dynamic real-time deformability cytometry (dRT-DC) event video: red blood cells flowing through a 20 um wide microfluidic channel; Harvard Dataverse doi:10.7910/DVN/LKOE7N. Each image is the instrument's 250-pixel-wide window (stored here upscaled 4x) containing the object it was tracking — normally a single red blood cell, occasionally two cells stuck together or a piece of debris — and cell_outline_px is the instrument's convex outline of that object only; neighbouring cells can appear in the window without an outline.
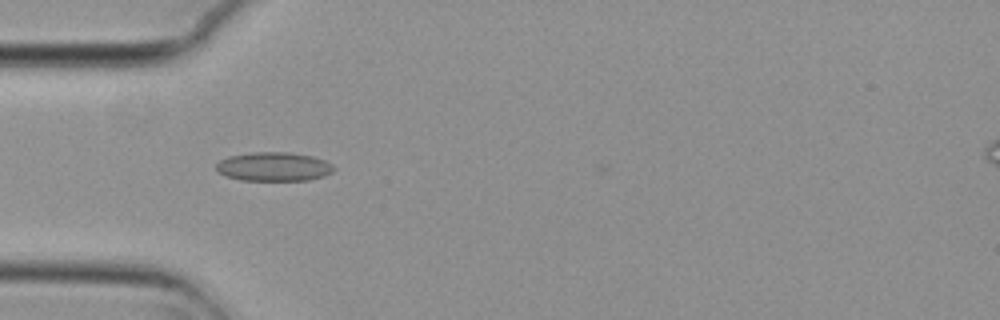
{"species": "common noctule bat (a hibernating species)", "species_latin": "Nyctalus noctula", "temperature_condition": "cold", "stored_images_in_passage": 8, "camera_frame_rate_fps": 3000, "um_per_image_px": 0.085, "animal": {"sex": "female", "body_mass_g": 29.2, "forearm_length_mm": 56.3}, "frame": {"image": 1, "passage_image": 3, "time_ms": 0.667, "image_size_px": [1000, 320], "cell_outline_px": [[336, 168], [332, 172], [324, 176], [308, 180], [240, 180], [224, 176], [216, 172], [216, 164], [220, 160], [228, 156], [252, 152], [288, 152], [312, 156], [324, 160], [332, 164]], "centroid_in_image_um": [23.24, 14.16], "position_along_channel_um": 61.8, "area_um2": 20.0}}
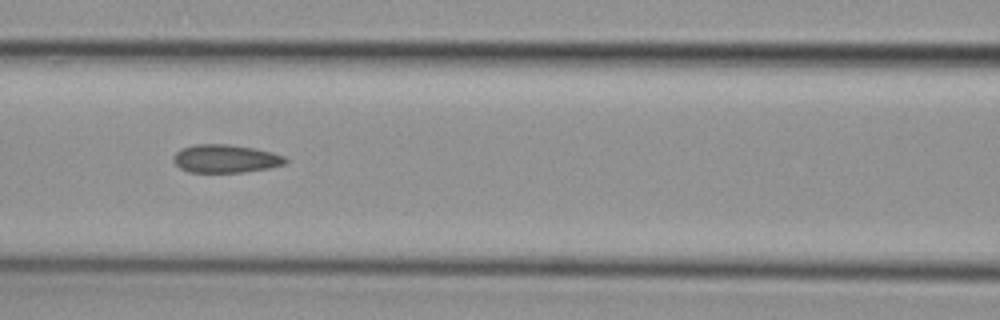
{"frame": {"image": 2, "passage_image": 5, "time_ms": 1.333, "image_size_px": [1000, 320], "cell_outline_px": [[288, 160], [284, 164], [268, 168], [244, 172], [188, 172], [180, 168], [172, 160], [172, 156], [180, 148], [196, 144], [228, 144], [252, 148], [284, 156]], "centroid_in_image_um": [19.11, 13.49], "position_along_channel_um": 147.5, "area_um2": 18.26}}
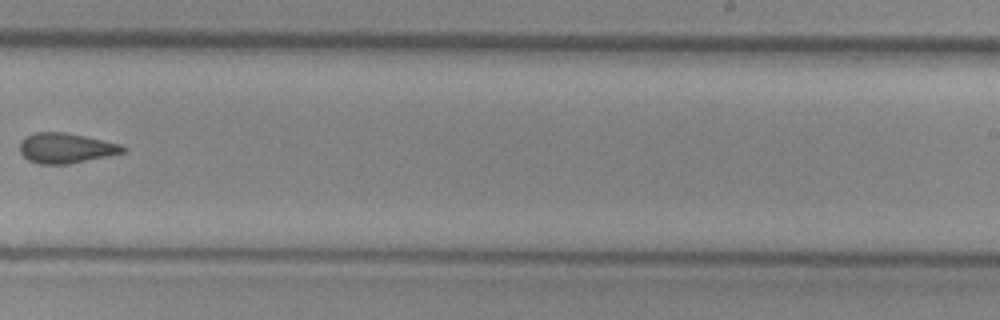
{"frame": {"image": 3, "passage_image": 8, "time_ms": 2.333, "image_size_px": [1000, 320], "cell_outline_px": [[128, 148], [124, 152], [68, 164], [40, 164], [28, 160], [20, 152], [20, 144], [28, 136], [36, 132], [64, 132], [84, 136], [120, 144]], "centroid_in_image_um": [5.6, 12.59], "position_along_channel_um": 283.4, "area_um2": 17.74}}